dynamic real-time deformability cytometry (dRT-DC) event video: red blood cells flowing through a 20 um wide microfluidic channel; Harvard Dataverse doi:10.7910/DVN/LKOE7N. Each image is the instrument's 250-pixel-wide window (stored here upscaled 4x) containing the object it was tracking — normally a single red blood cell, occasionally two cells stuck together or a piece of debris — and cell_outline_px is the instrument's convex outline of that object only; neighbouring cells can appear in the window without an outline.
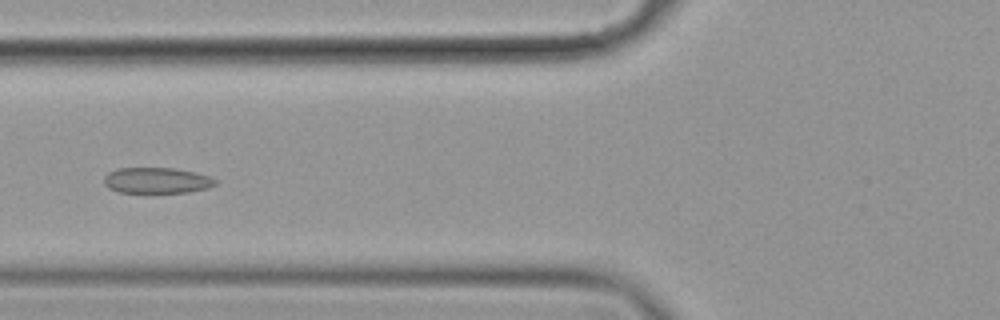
{"species": "common noctule bat (a hibernating species)", "species_latin": "Nyctalus noctula", "temperature_condition": "cold", "stored_images_in_passage": 15, "camera_frame_rate_fps": 3000, "um_per_image_px": 0.085, "animal": {"sex": "female", "body_mass_g": 19.9}, "frame": {"image": 1, "passage_image": 6, "time_ms": 1.667, "image_size_px": [1000, 320], "cell_outline_px": [[216, 184], [208, 188], [188, 192], [148, 196], [120, 192], [108, 188], [104, 184], [104, 176], [108, 172], [116, 168], [176, 168], [196, 172], [208, 176], [216, 180]], "centroid_in_image_um": [13.28, 15.39], "position_along_channel_um": 112.5, "area_um2": 17.74}}
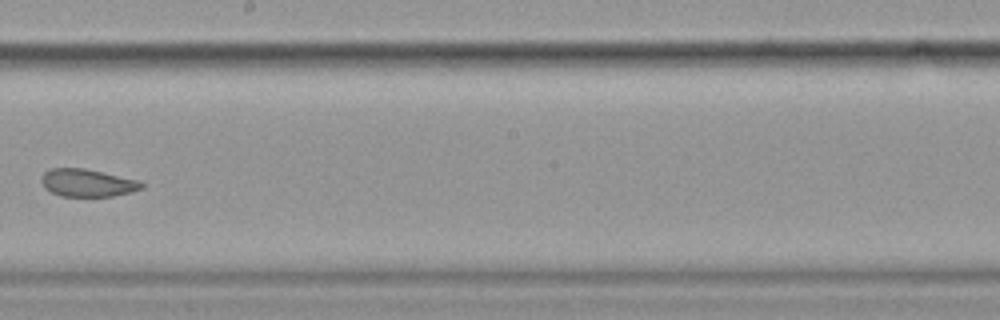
{"frame": {"image": 2, "passage_image": 9, "time_ms": 2.667, "image_size_px": [1000, 320], "cell_outline_px": [[144, 188], [132, 192], [112, 196], [60, 196], [44, 188], [40, 180], [40, 176], [44, 172], [52, 168], [84, 168], [140, 180], [144, 184]], "centroid_in_image_um": [7.43, 15.54], "position_along_channel_um": 240.8, "area_um2": 16.3}}
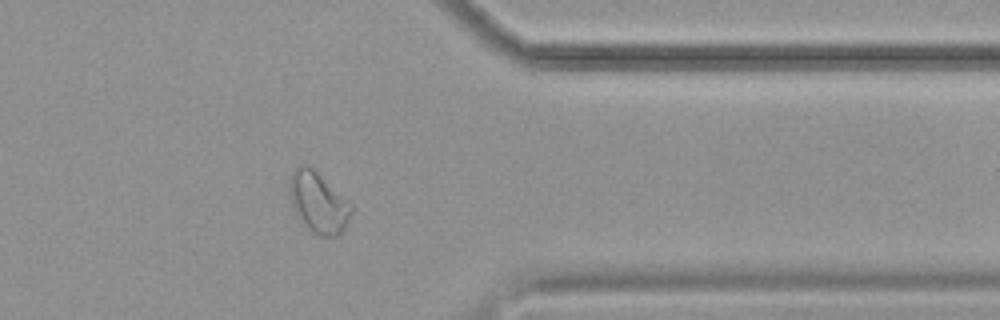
{"frame": {"image": 3, "passage_image": 13, "time_ms": 4.0, "image_size_px": [1000, 320], "cell_outline_px": [[352, 212], [348, 224], [336, 236], [320, 236], [304, 228], [300, 224], [296, 216], [288, 192], [288, 180], [292, 172], [300, 164], [308, 164], [352, 204]], "centroid_in_image_um": [27.01, 17.22], "position_along_channel_um": 384.4, "area_um2": 22.25}}